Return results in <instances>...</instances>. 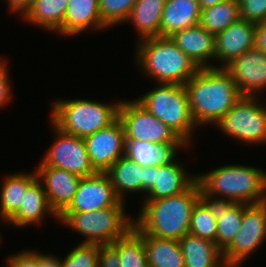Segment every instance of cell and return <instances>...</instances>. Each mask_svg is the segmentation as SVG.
<instances>
[{"mask_svg": "<svg viewBox=\"0 0 266 267\" xmlns=\"http://www.w3.org/2000/svg\"><path fill=\"white\" fill-rule=\"evenodd\" d=\"M202 198L216 203L257 204L266 201V172L247 165H224L197 174Z\"/></svg>", "mask_w": 266, "mask_h": 267, "instance_id": "2", "label": "cell"}, {"mask_svg": "<svg viewBox=\"0 0 266 267\" xmlns=\"http://www.w3.org/2000/svg\"><path fill=\"white\" fill-rule=\"evenodd\" d=\"M255 47L266 54V21L256 24Z\"/></svg>", "mask_w": 266, "mask_h": 267, "instance_id": "40", "label": "cell"}, {"mask_svg": "<svg viewBox=\"0 0 266 267\" xmlns=\"http://www.w3.org/2000/svg\"><path fill=\"white\" fill-rule=\"evenodd\" d=\"M88 29L99 31L109 29L101 19L99 0H68L64 19V37L76 36Z\"/></svg>", "mask_w": 266, "mask_h": 267, "instance_id": "21", "label": "cell"}, {"mask_svg": "<svg viewBox=\"0 0 266 267\" xmlns=\"http://www.w3.org/2000/svg\"><path fill=\"white\" fill-rule=\"evenodd\" d=\"M41 267H61V258L40 252Z\"/></svg>", "mask_w": 266, "mask_h": 267, "instance_id": "41", "label": "cell"}, {"mask_svg": "<svg viewBox=\"0 0 266 267\" xmlns=\"http://www.w3.org/2000/svg\"><path fill=\"white\" fill-rule=\"evenodd\" d=\"M189 233L216 243L217 203L200 198L191 212Z\"/></svg>", "mask_w": 266, "mask_h": 267, "instance_id": "31", "label": "cell"}, {"mask_svg": "<svg viewBox=\"0 0 266 267\" xmlns=\"http://www.w3.org/2000/svg\"><path fill=\"white\" fill-rule=\"evenodd\" d=\"M201 197L196 181L180 194L157 200L142 199L133 226L142 234L179 241L189 233L191 212Z\"/></svg>", "mask_w": 266, "mask_h": 267, "instance_id": "3", "label": "cell"}, {"mask_svg": "<svg viewBox=\"0 0 266 267\" xmlns=\"http://www.w3.org/2000/svg\"><path fill=\"white\" fill-rule=\"evenodd\" d=\"M139 41L135 46V64L157 83L184 85L199 70L170 37H150Z\"/></svg>", "mask_w": 266, "mask_h": 267, "instance_id": "4", "label": "cell"}, {"mask_svg": "<svg viewBox=\"0 0 266 267\" xmlns=\"http://www.w3.org/2000/svg\"><path fill=\"white\" fill-rule=\"evenodd\" d=\"M256 24L240 18L215 35V60L223 68L232 59L255 47Z\"/></svg>", "mask_w": 266, "mask_h": 267, "instance_id": "16", "label": "cell"}, {"mask_svg": "<svg viewBox=\"0 0 266 267\" xmlns=\"http://www.w3.org/2000/svg\"><path fill=\"white\" fill-rule=\"evenodd\" d=\"M148 267H185L179 241L143 234Z\"/></svg>", "mask_w": 266, "mask_h": 267, "instance_id": "28", "label": "cell"}, {"mask_svg": "<svg viewBox=\"0 0 266 267\" xmlns=\"http://www.w3.org/2000/svg\"><path fill=\"white\" fill-rule=\"evenodd\" d=\"M100 244L80 243L64 259L61 267H98Z\"/></svg>", "mask_w": 266, "mask_h": 267, "instance_id": "34", "label": "cell"}, {"mask_svg": "<svg viewBox=\"0 0 266 267\" xmlns=\"http://www.w3.org/2000/svg\"><path fill=\"white\" fill-rule=\"evenodd\" d=\"M178 159L164 166L144 167L142 193L144 200H157L180 194L190 188L197 175H189Z\"/></svg>", "mask_w": 266, "mask_h": 267, "instance_id": "12", "label": "cell"}, {"mask_svg": "<svg viewBox=\"0 0 266 267\" xmlns=\"http://www.w3.org/2000/svg\"><path fill=\"white\" fill-rule=\"evenodd\" d=\"M245 203H217L216 245L223 252L234 240L243 219Z\"/></svg>", "mask_w": 266, "mask_h": 267, "instance_id": "29", "label": "cell"}, {"mask_svg": "<svg viewBox=\"0 0 266 267\" xmlns=\"http://www.w3.org/2000/svg\"><path fill=\"white\" fill-rule=\"evenodd\" d=\"M35 171L50 206L59 215L72 201L82 177L51 166H37Z\"/></svg>", "mask_w": 266, "mask_h": 267, "instance_id": "17", "label": "cell"}, {"mask_svg": "<svg viewBox=\"0 0 266 267\" xmlns=\"http://www.w3.org/2000/svg\"><path fill=\"white\" fill-rule=\"evenodd\" d=\"M8 3V8L11 13L14 12L17 14H21L22 17L26 14V12L32 6L34 0H6Z\"/></svg>", "mask_w": 266, "mask_h": 267, "instance_id": "39", "label": "cell"}, {"mask_svg": "<svg viewBox=\"0 0 266 267\" xmlns=\"http://www.w3.org/2000/svg\"><path fill=\"white\" fill-rule=\"evenodd\" d=\"M166 0H137L126 22L134 26L137 40L160 37V25Z\"/></svg>", "mask_w": 266, "mask_h": 267, "instance_id": "27", "label": "cell"}, {"mask_svg": "<svg viewBox=\"0 0 266 267\" xmlns=\"http://www.w3.org/2000/svg\"><path fill=\"white\" fill-rule=\"evenodd\" d=\"M201 6L198 0H166L160 25V37L199 24Z\"/></svg>", "mask_w": 266, "mask_h": 267, "instance_id": "22", "label": "cell"}, {"mask_svg": "<svg viewBox=\"0 0 266 267\" xmlns=\"http://www.w3.org/2000/svg\"><path fill=\"white\" fill-rule=\"evenodd\" d=\"M223 68L234 79L242 96L259 97L263 89L266 91V54L256 47L232 59Z\"/></svg>", "mask_w": 266, "mask_h": 267, "instance_id": "14", "label": "cell"}, {"mask_svg": "<svg viewBox=\"0 0 266 267\" xmlns=\"http://www.w3.org/2000/svg\"><path fill=\"white\" fill-rule=\"evenodd\" d=\"M185 267H227L222 251L211 240L186 234L179 240Z\"/></svg>", "mask_w": 266, "mask_h": 267, "instance_id": "24", "label": "cell"}, {"mask_svg": "<svg viewBox=\"0 0 266 267\" xmlns=\"http://www.w3.org/2000/svg\"><path fill=\"white\" fill-rule=\"evenodd\" d=\"M48 213L55 220H59V215L50 206L42 183L37 179L27 190L24 195L23 205L19 210L6 222V224L15 228H24L28 225H40Z\"/></svg>", "mask_w": 266, "mask_h": 267, "instance_id": "19", "label": "cell"}, {"mask_svg": "<svg viewBox=\"0 0 266 267\" xmlns=\"http://www.w3.org/2000/svg\"><path fill=\"white\" fill-rule=\"evenodd\" d=\"M259 99L258 96L240 97L213 126L240 143L266 144V107Z\"/></svg>", "mask_w": 266, "mask_h": 267, "instance_id": "8", "label": "cell"}, {"mask_svg": "<svg viewBox=\"0 0 266 267\" xmlns=\"http://www.w3.org/2000/svg\"><path fill=\"white\" fill-rule=\"evenodd\" d=\"M170 38L198 68L218 67L211 65L216 62L215 35L200 24L176 31Z\"/></svg>", "mask_w": 266, "mask_h": 267, "instance_id": "18", "label": "cell"}, {"mask_svg": "<svg viewBox=\"0 0 266 267\" xmlns=\"http://www.w3.org/2000/svg\"><path fill=\"white\" fill-rule=\"evenodd\" d=\"M118 119L123 125L126 139L144 140L155 144L184 142L136 99L121 100Z\"/></svg>", "mask_w": 266, "mask_h": 267, "instance_id": "10", "label": "cell"}, {"mask_svg": "<svg viewBox=\"0 0 266 267\" xmlns=\"http://www.w3.org/2000/svg\"><path fill=\"white\" fill-rule=\"evenodd\" d=\"M125 202L93 212H61L59 222L64 227L85 236L82 243L111 244L123 237L134 225V217L125 212Z\"/></svg>", "mask_w": 266, "mask_h": 267, "instance_id": "6", "label": "cell"}, {"mask_svg": "<svg viewBox=\"0 0 266 267\" xmlns=\"http://www.w3.org/2000/svg\"><path fill=\"white\" fill-rule=\"evenodd\" d=\"M3 179L0 187V218L6 223L23 205L25 193L38 177L34 169L32 173L8 174Z\"/></svg>", "mask_w": 266, "mask_h": 267, "instance_id": "23", "label": "cell"}, {"mask_svg": "<svg viewBox=\"0 0 266 267\" xmlns=\"http://www.w3.org/2000/svg\"><path fill=\"white\" fill-rule=\"evenodd\" d=\"M137 0H99L102 21L110 28L124 24Z\"/></svg>", "mask_w": 266, "mask_h": 267, "instance_id": "33", "label": "cell"}, {"mask_svg": "<svg viewBox=\"0 0 266 267\" xmlns=\"http://www.w3.org/2000/svg\"><path fill=\"white\" fill-rule=\"evenodd\" d=\"M121 260L118 251L111 245H100L98 267H120Z\"/></svg>", "mask_w": 266, "mask_h": 267, "instance_id": "38", "label": "cell"}, {"mask_svg": "<svg viewBox=\"0 0 266 267\" xmlns=\"http://www.w3.org/2000/svg\"><path fill=\"white\" fill-rule=\"evenodd\" d=\"M51 104L50 122L61 131L84 138L118 119L121 100L104 103L89 99H61Z\"/></svg>", "mask_w": 266, "mask_h": 267, "instance_id": "5", "label": "cell"}, {"mask_svg": "<svg viewBox=\"0 0 266 267\" xmlns=\"http://www.w3.org/2000/svg\"><path fill=\"white\" fill-rule=\"evenodd\" d=\"M83 139L95 172L105 173L110 166L125 155L126 137L119 119Z\"/></svg>", "mask_w": 266, "mask_h": 267, "instance_id": "13", "label": "cell"}, {"mask_svg": "<svg viewBox=\"0 0 266 267\" xmlns=\"http://www.w3.org/2000/svg\"><path fill=\"white\" fill-rule=\"evenodd\" d=\"M240 18L239 1L224 0L214 6L202 9L199 24L208 32L216 35Z\"/></svg>", "mask_w": 266, "mask_h": 267, "instance_id": "30", "label": "cell"}, {"mask_svg": "<svg viewBox=\"0 0 266 267\" xmlns=\"http://www.w3.org/2000/svg\"><path fill=\"white\" fill-rule=\"evenodd\" d=\"M105 173L121 201L125 202L127 193H142L144 167L126 155L120 157Z\"/></svg>", "mask_w": 266, "mask_h": 267, "instance_id": "25", "label": "cell"}, {"mask_svg": "<svg viewBox=\"0 0 266 267\" xmlns=\"http://www.w3.org/2000/svg\"><path fill=\"white\" fill-rule=\"evenodd\" d=\"M154 89L136 98L151 114L190 145L197 125L193 120L184 85L156 83Z\"/></svg>", "mask_w": 266, "mask_h": 267, "instance_id": "7", "label": "cell"}, {"mask_svg": "<svg viewBox=\"0 0 266 267\" xmlns=\"http://www.w3.org/2000/svg\"><path fill=\"white\" fill-rule=\"evenodd\" d=\"M50 126L54 131L55 139L38 166L56 167L80 177L95 174L84 139L61 131L52 122Z\"/></svg>", "mask_w": 266, "mask_h": 267, "instance_id": "11", "label": "cell"}, {"mask_svg": "<svg viewBox=\"0 0 266 267\" xmlns=\"http://www.w3.org/2000/svg\"><path fill=\"white\" fill-rule=\"evenodd\" d=\"M184 86L197 127L215 124L242 97L234 79L220 67L199 68Z\"/></svg>", "mask_w": 266, "mask_h": 267, "instance_id": "1", "label": "cell"}, {"mask_svg": "<svg viewBox=\"0 0 266 267\" xmlns=\"http://www.w3.org/2000/svg\"><path fill=\"white\" fill-rule=\"evenodd\" d=\"M188 148L185 142L151 143L126 139L125 155L142 167L164 166L177 159L180 149Z\"/></svg>", "mask_w": 266, "mask_h": 267, "instance_id": "20", "label": "cell"}, {"mask_svg": "<svg viewBox=\"0 0 266 267\" xmlns=\"http://www.w3.org/2000/svg\"><path fill=\"white\" fill-rule=\"evenodd\" d=\"M119 201L107 174L96 172L81 178L72 201L62 212H93Z\"/></svg>", "mask_w": 266, "mask_h": 267, "instance_id": "15", "label": "cell"}, {"mask_svg": "<svg viewBox=\"0 0 266 267\" xmlns=\"http://www.w3.org/2000/svg\"><path fill=\"white\" fill-rule=\"evenodd\" d=\"M111 245L119 253L120 267H148L143 234L134 226Z\"/></svg>", "mask_w": 266, "mask_h": 267, "instance_id": "32", "label": "cell"}, {"mask_svg": "<svg viewBox=\"0 0 266 267\" xmlns=\"http://www.w3.org/2000/svg\"><path fill=\"white\" fill-rule=\"evenodd\" d=\"M266 240V201L243 205V219L232 243L222 252L227 267H242Z\"/></svg>", "mask_w": 266, "mask_h": 267, "instance_id": "9", "label": "cell"}, {"mask_svg": "<svg viewBox=\"0 0 266 267\" xmlns=\"http://www.w3.org/2000/svg\"><path fill=\"white\" fill-rule=\"evenodd\" d=\"M7 267H41L40 252L38 250H22L10 255L6 260Z\"/></svg>", "mask_w": 266, "mask_h": 267, "instance_id": "36", "label": "cell"}, {"mask_svg": "<svg viewBox=\"0 0 266 267\" xmlns=\"http://www.w3.org/2000/svg\"><path fill=\"white\" fill-rule=\"evenodd\" d=\"M0 56V109L8 105L12 100V86L9 79L7 62Z\"/></svg>", "mask_w": 266, "mask_h": 267, "instance_id": "37", "label": "cell"}, {"mask_svg": "<svg viewBox=\"0 0 266 267\" xmlns=\"http://www.w3.org/2000/svg\"><path fill=\"white\" fill-rule=\"evenodd\" d=\"M240 17L258 24L266 21V0H238Z\"/></svg>", "mask_w": 266, "mask_h": 267, "instance_id": "35", "label": "cell"}, {"mask_svg": "<svg viewBox=\"0 0 266 267\" xmlns=\"http://www.w3.org/2000/svg\"><path fill=\"white\" fill-rule=\"evenodd\" d=\"M68 0H34L30 9L22 19L43 28L53 31L64 37V19L67 11Z\"/></svg>", "mask_w": 266, "mask_h": 267, "instance_id": "26", "label": "cell"}, {"mask_svg": "<svg viewBox=\"0 0 266 267\" xmlns=\"http://www.w3.org/2000/svg\"><path fill=\"white\" fill-rule=\"evenodd\" d=\"M224 0H198L201 9L210 7V6H214L217 3L223 2Z\"/></svg>", "mask_w": 266, "mask_h": 267, "instance_id": "42", "label": "cell"}]
</instances>
